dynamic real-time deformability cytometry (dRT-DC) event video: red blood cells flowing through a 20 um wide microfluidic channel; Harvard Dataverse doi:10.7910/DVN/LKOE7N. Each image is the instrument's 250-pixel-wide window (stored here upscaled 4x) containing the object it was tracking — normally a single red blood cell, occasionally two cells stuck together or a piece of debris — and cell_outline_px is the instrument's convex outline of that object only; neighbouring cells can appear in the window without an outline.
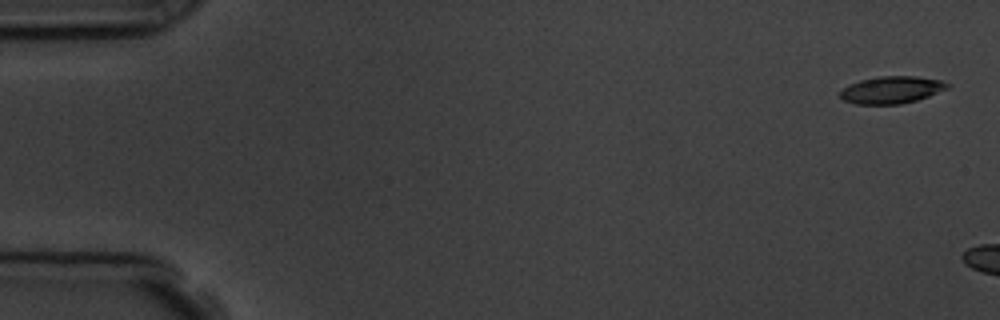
{"species": "common noctule bat (a hibernating species)", "species_latin": "Nyctalus noctula", "temperature_condition": "room temperature", "stored_images_in_passage": 3, "camera_frame_rate_fps": 3000, "um_per_image_px": 0.085, "animal": {"sex": "male", "body_mass_g": 19.5, "forearm_length_mm": 54.6}, "frame": {"image": 1, "passage_image": 1, "time_ms": 0.0, "image_size_px": [1000, 320], "cell_outline_px": [[952, 84], [948, 88], [928, 96], [916, 100], [900, 104], [856, 104], [844, 100], [840, 96], [840, 92], [848, 84], [860, 80], [876, 76], [916, 76], [940, 80]], "centroid_in_image_um": [75.78, 7.63], "position_along_channel_um": 9.2, "area_um2": 16.99}}